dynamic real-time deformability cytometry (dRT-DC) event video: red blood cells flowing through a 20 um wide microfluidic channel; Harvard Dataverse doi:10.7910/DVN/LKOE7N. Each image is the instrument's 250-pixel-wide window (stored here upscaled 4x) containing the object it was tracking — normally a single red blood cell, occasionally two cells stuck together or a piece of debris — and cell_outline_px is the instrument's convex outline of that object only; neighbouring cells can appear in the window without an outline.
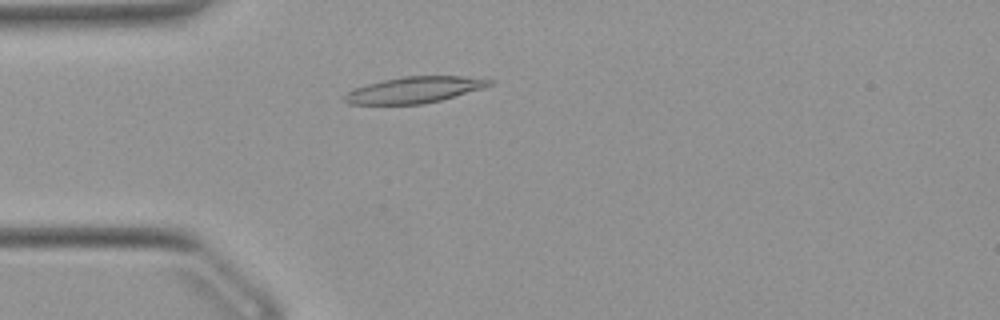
{"species": "Egyptian fruit bat (a non-hibernating species)", "species_latin": "Rousettus aegyptiacus", "temperature_condition": "warm", "stored_images_in_passage": 49, "camera_frame_rate_fps": 3000, "um_per_image_px": 0.085, "animal": {"sex": "female"}, "frame": {"image": 1, "passage_image": 11, "time_ms": 3.333, "image_size_px": [1000, 320], "cell_outline_px": [[496, 80], [492, 84], [480, 88], [440, 100], [424, 104], [348, 104], [344, 100], [344, 96], [352, 88], [384, 80], [404, 76], [464, 76]], "centroid_in_image_um": [35.19, 7.63], "position_along_channel_um": 49.8, "area_um2": 21.85}}
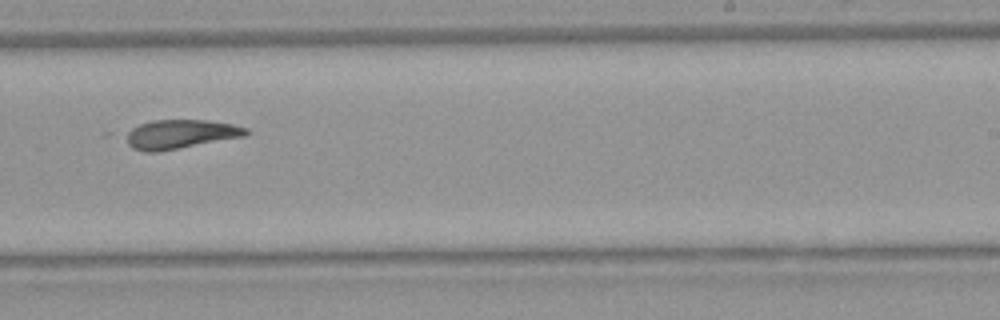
{"frame": {"image": 2, "passage_image": 29, "time_ms": 9.333, "image_size_px": [1000, 320], "cell_outline_px": [[252, 132], [248, 136], [160, 152], [144, 152], [132, 148], [120, 136], [124, 132], [140, 124], [152, 120], [208, 120], [232, 124], [248, 128]], "centroid_in_image_um": [15.31, 11.42], "position_along_channel_um": 273.7, "area_um2": 21.04}}
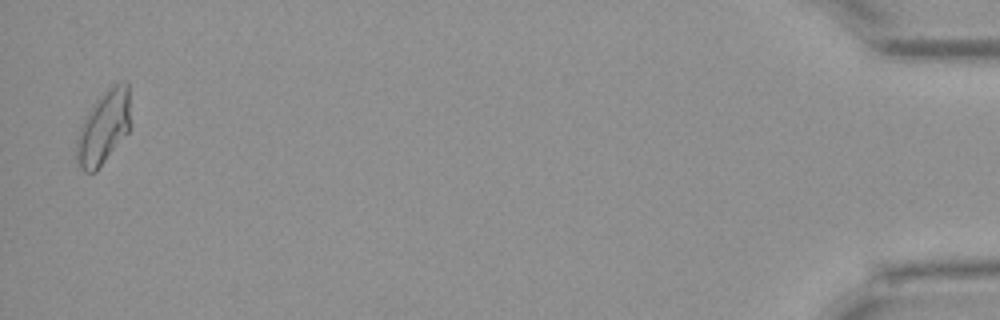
{"frame": {"image": 3, "passage_image": 48, "time_ms": 15.667, "image_size_px": [1000, 320], "cell_outline_px": [[128, 132], [96, 172], [84, 172], [80, 168], [76, 160], [76, 140], [80, 124], [96, 100], [116, 84], [124, 80], [128, 80]], "centroid_in_image_um": [8.76, 10.89], "position_along_channel_um": 426.4, "area_um2": 22.6}, "authors_computed_cell_mechanics": {"area_um2": 21.1548, "velocity_mm_per_s": 3.9062, "shape_relaxation_time_tau1_ms": null, "shape_relaxation_time_tau2_ms": 3.2468, "deformation_change_tau1": null, "deformation_change_tau2": 0.0992}}